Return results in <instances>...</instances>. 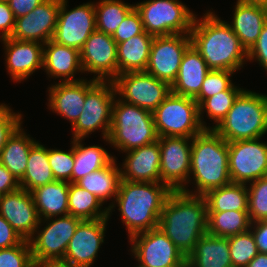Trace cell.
I'll return each instance as SVG.
<instances>
[{
	"label": "cell",
	"instance_id": "cell-1",
	"mask_svg": "<svg viewBox=\"0 0 267 267\" xmlns=\"http://www.w3.org/2000/svg\"><path fill=\"white\" fill-rule=\"evenodd\" d=\"M190 38L191 44L201 54L210 70L236 72L248 62V52L231 26L211 9L202 18L195 16Z\"/></svg>",
	"mask_w": 267,
	"mask_h": 267
},
{
	"label": "cell",
	"instance_id": "cell-2",
	"mask_svg": "<svg viewBox=\"0 0 267 267\" xmlns=\"http://www.w3.org/2000/svg\"><path fill=\"white\" fill-rule=\"evenodd\" d=\"M171 192L164 183L120 180L118 194L108 208V218L117 204L129 239L157 228L164 203Z\"/></svg>",
	"mask_w": 267,
	"mask_h": 267
},
{
	"label": "cell",
	"instance_id": "cell-3",
	"mask_svg": "<svg viewBox=\"0 0 267 267\" xmlns=\"http://www.w3.org/2000/svg\"><path fill=\"white\" fill-rule=\"evenodd\" d=\"M207 218L204 196L172 191L164 203L158 227L187 258L207 233Z\"/></svg>",
	"mask_w": 267,
	"mask_h": 267
},
{
	"label": "cell",
	"instance_id": "cell-4",
	"mask_svg": "<svg viewBox=\"0 0 267 267\" xmlns=\"http://www.w3.org/2000/svg\"><path fill=\"white\" fill-rule=\"evenodd\" d=\"M189 183L194 184V192L188 188L181 191L200 196L231 183L228 142L213 129H204L192 138Z\"/></svg>",
	"mask_w": 267,
	"mask_h": 267
},
{
	"label": "cell",
	"instance_id": "cell-5",
	"mask_svg": "<svg viewBox=\"0 0 267 267\" xmlns=\"http://www.w3.org/2000/svg\"><path fill=\"white\" fill-rule=\"evenodd\" d=\"M152 112L121 100L112 107V122L105 141L119 152L139 148L158 140Z\"/></svg>",
	"mask_w": 267,
	"mask_h": 267
},
{
	"label": "cell",
	"instance_id": "cell-6",
	"mask_svg": "<svg viewBox=\"0 0 267 267\" xmlns=\"http://www.w3.org/2000/svg\"><path fill=\"white\" fill-rule=\"evenodd\" d=\"M213 130L226 142L263 137L267 133V95L244 89Z\"/></svg>",
	"mask_w": 267,
	"mask_h": 267
},
{
	"label": "cell",
	"instance_id": "cell-7",
	"mask_svg": "<svg viewBox=\"0 0 267 267\" xmlns=\"http://www.w3.org/2000/svg\"><path fill=\"white\" fill-rule=\"evenodd\" d=\"M116 98L113 81L86 78V97L83 112L72 126L71 139H85L98 129L105 140L112 122V107ZM102 130V131H101Z\"/></svg>",
	"mask_w": 267,
	"mask_h": 267
},
{
	"label": "cell",
	"instance_id": "cell-8",
	"mask_svg": "<svg viewBox=\"0 0 267 267\" xmlns=\"http://www.w3.org/2000/svg\"><path fill=\"white\" fill-rule=\"evenodd\" d=\"M152 115L158 137L193 138L204 130L198 103L191 97L171 92Z\"/></svg>",
	"mask_w": 267,
	"mask_h": 267
},
{
	"label": "cell",
	"instance_id": "cell-9",
	"mask_svg": "<svg viewBox=\"0 0 267 267\" xmlns=\"http://www.w3.org/2000/svg\"><path fill=\"white\" fill-rule=\"evenodd\" d=\"M144 31L153 36L190 34L196 16L179 0H146L134 4Z\"/></svg>",
	"mask_w": 267,
	"mask_h": 267
},
{
	"label": "cell",
	"instance_id": "cell-10",
	"mask_svg": "<svg viewBox=\"0 0 267 267\" xmlns=\"http://www.w3.org/2000/svg\"><path fill=\"white\" fill-rule=\"evenodd\" d=\"M81 221L69 214L40 220L28 240L35 265L48 260H63L71 237Z\"/></svg>",
	"mask_w": 267,
	"mask_h": 267
},
{
	"label": "cell",
	"instance_id": "cell-11",
	"mask_svg": "<svg viewBox=\"0 0 267 267\" xmlns=\"http://www.w3.org/2000/svg\"><path fill=\"white\" fill-rule=\"evenodd\" d=\"M137 267H186V256L159 228L129 239Z\"/></svg>",
	"mask_w": 267,
	"mask_h": 267
},
{
	"label": "cell",
	"instance_id": "cell-12",
	"mask_svg": "<svg viewBox=\"0 0 267 267\" xmlns=\"http://www.w3.org/2000/svg\"><path fill=\"white\" fill-rule=\"evenodd\" d=\"M116 95L123 101L153 112L171 93V85L146 71L119 74L113 80Z\"/></svg>",
	"mask_w": 267,
	"mask_h": 267
},
{
	"label": "cell",
	"instance_id": "cell-13",
	"mask_svg": "<svg viewBox=\"0 0 267 267\" xmlns=\"http://www.w3.org/2000/svg\"><path fill=\"white\" fill-rule=\"evenodd\" d=\"M261 138L228 142L232 183L249 184L267 176V141Z\"/></svg>",
	"mask_w": 267,
	"mask_h": 267
},
{
	"label": "cell",
	"instance_id": "cell-14",
	"mask_svg": "<svg viewBox=\"0 0 267 267\" xmlns=\"http://www.w3.org/2000/svg\"><path fill=\"white\" fill-rule=\"evenodd\" d=\"M160 183L172 191L187 189L191 164L192 138L159 137Z\"/></svg>",
	"mask_w": 267,
	"mask_h": 267
},
{
	"label": "cell",
	"instance_id": "cell-15",
	"mask_svg": "<svg viewBox=\"0 0 267 267\" xmlns=\"http://www.w3.org/2000/svg\"><path fill=\"white\" fill-rule=\"evenodd\" d=\"M68 0H60L57 24L52 40L80 51L96 30L94 1L68 9Z\"/></svg>",
	"mask_w": 267,
	"mask_h": 267
},
{
	"label": "cell",
	"instance_id": "cell-16",
	"mask_svg": "<svg viewBox=\"0 0 267 267\" xmlns=\"http://www.w3.org/2000/svg\"><path fill=\"white\" fill-rule=\"evenodd\" d=\"M190 45V34L154 36L145 71L171 85L180 69L182 57Z\"/></svg>",
	"mask_w": 267,
	"mask_h": 267
},
{
	"label": "cell",
	"instance_id": "cell-17",
	"mask_svg": "<svg viewBox=\"0 0 267 267\" xmlns=\"http://www.w3.org/2000/svg\"><path fill=\"white\" fill-rule=\"evenodd\" d=\"M83 73L97 81H113L118 76L117 43L112 35L95 30L80 49Z\"/></svg>",
	"mask_w": 267,
	"mask_h": 267
},
{
	"label": "cell",
	"instance_id": "cell-18",
	"mask_svg": "<svg viewBox=\"0 0 267 267\" xmlns=\"http://www.w3.org/2000/svg\"><path fill=\"white\" fill-rule=\"evenodd\" d=\"M109 218L82 220L68 244L63 261L76 267H91L104 243Z\"/></svg>",
	"mask_w": 267,
	"mask_h": 267
},
{
	"label": "cell",
	"instance_id": "cell-19",
	"mask_svg": "<svg viewBox=\"0 0 267 267\" xmlns=\"http://www.w3.org/2000/svg\"><path fill=\"white\" fill-rule=\"evenodd\" d=\"M60 0H45L30 13L16 18L11 38L42 44L53 38Z\"/></svg>",
	"mask_w": 267,
	"mask_h": 267
},
{
	"label": "cell",
	"instance_id": "cell-20",
	"mask_svg": "<svg viewBox=\"0 0 267 267\" xmlns=\"http://www.w3.org/2000/svg\"><path fill=\"white\" fill-rule=\"evenodd\" d=\"M0 215L23 240L33 236L40 222L32 194L24 188L0 195Z\"/></svg>",
	"mask_w": 267,
	"mask_h": 267
},
{
	"label": "cell",
	"instance_id": "cell-21",
	"mask_svg": "<svg viewBox=\"0 0 267 267\" xmlns=\"http://www.w3.org/2000/svg\"><path fill=\"white\" fill-rule=\"evenodd\" d=\"M6 54L5 66L11 80L21 83L43 67L44 44L35 41H20L13 38L0 40Z\"/></svg>",
	"mask_w": 267,
	"mask_h": 267
},
{
	"label": "cell",
	"instance_id": "cell-22",
	"mask_svg": "<svg viewBox=\"0 0 267 267\" xmlns=\"http://www.w3.org/2000/svg\"><path fill=\"white\" fill-rule=\"evenodd\" d=\"M121 180L160 183L159 141L124 152Z\"/></svg>",
	"mask_w": 267,
	"mask_h": 267
},
{
	"label": "cell",
	"instance_id": "cell-23",
	"mask_svg": "<svg viewBox=\"0 0 267 267\" xmlns=\"http://www.w3.org/2000/svg\"><path fill=\"white\" fill-rule=\"evenodd\" d=\"M43 69L49 78H59V82H76L85 78H75L79 72L83 73L79 50L59 44L52 39L44 44Z\"/></svg>",
	"mask_w": 267,
	"mask_h": 267
},
{
	"label": "cell",
	"instance_id": "cell-24",
	"mask_svg": "<svg viewBox=\"0 0 267 267\" xmlns=\"http://www.w3.org/2000/svg\"><path fill=\"white\" fill-rule=\"evenodd\" d=\"M47 107L53 113L69 120L73 126L83 112L86 97V79L76 82H59L48 87Z\"/></svg>",
	"mask_w": 267,
	"mask_h": 267
},
{
	"label": "cell",
	"instance_id": "cell-25",
	"mask_svg": "<svg viewBox=\"0 0 267 267\" xmlns=\"http://www.w3.org/2000/svg\"><path fill=\"white\" fill-rule=\"evenodd\" d=\"M233 11V19L228 24L248 52L257 42L263 26L267 22V7L246 4L237 0Z\"/></svg>",
	"mask_w": 267,
	"mask_h": 267
},
{
	"label": "cell",
	"instance_id": "cell-26",
	"mask_svg": "<svg viewBox=\"0 0 267 267\" xmlns=\"http://www.w3.org/2000/svg\"><path fill=\"white\" fill-rule=\"evenodd\" d=\"M210 69L201 54L191 44L185 51L171 92L185 97L195 98Z\"/></svg>",
	"mask_w": 267,
	"mask_h": 267
},
{
	"label": "cell",
	"instance_id": "cell-27",
	"mask_svg": "<svg viewBox=\"0 0 267 267\" xmlns=\"http://www.w3.org/2000/svg\"><path fill=\"white\" fill-rule=\"evenodd\" d=\"M186 267H232L228 238L205 233L186 258Z\"/></svg>",
	"mask_w": 267,
	"mask_h": 267
},
{
	"label": "cell",
	"instance_id": "cell-28",
	"mask_svg": "<svg viewBox=\"0 0 267 267\" xmlns=\"http://www.w3.org/2000/svg\"><path fill=\"white\" fill-rule=\"evenodd\" d=\"M69 185L70 182L55 180L31 191L40 220L69 214Z\"/></svg>",
	"mask_w": 267,
	"mask_h": 267
},
{
	"label": "cell",
	"instance_id": "cell-29",
	"mask_svg": "<svg viewBox=\"0 0 267 267\" xmlns=\"http://www.w3.org/2000/svg\"><path fill=\"white\" fill-rule=\"evenodd\" d=\"M153 39V35L144 31L117 43L118 75L146 70Z\"/></svg>",
	"mask_w": 267,
	"mask_h": 267
},
{
	"label": "cell",
	"instance_id": "cell-30",
	"mask_svg": "<svg viewBox=\"0 0 267 267\" xmlns=\"http://www.w3.org/2000/svg\"><path fill=\"white\" fill-rule=\"evenodd\" d=\"M114 158L106 167L87 174L75 182L79 187L86 189L94 194L104 205L108 199L110 202L108 208L113 205L114 199L118 194L119 183L121 180V169Z\"/></svg>",
	"mask_w": 267,
	"mask_h": 267
},
{
	"label": "cell",
	"instance_id": "cell-31",
	"mask_svg": "<svg viewBox=\"0 0 267 267\" xmlns=\"http://www.w3.org/2000/svg\"><path fill=\"white\" fill-rule=\"evenodd\" d=\"M37 141L26 134L22 125L5 143L0 153V163L11 172L18 181L26 172L29 152Z\"/></svg>",
	"mask_w": 267,
	"mask_h": 267
},
{
	"label": "cell",
	"instance_id": "cell-32",
	"mask_svg": "<svg viewBox=\"0 0 267 267\" xmlns=\"http://www.w3.org/2000/svg\"><path fill=\"white\" fill-rule=\"evenodd\" d=\"M74 151V167L72 170V183H75L87 174L106 167L115 156L99 145L85 146L84 139H71Z\"/></svg>",
	"mask_w": 267,
	"mask_h": 267
},
{
	"label": "cell",
	"instance_id": "cell-33",
	"mask_svg": "<svg viewBox=\"0 0 267 267\" xmlns=\"http://www.w3.org/2000/svg\"><path fill=\"white\" fill-rule=\"evenodd\" d=\"M53 181L55 178L48 160V147L37 141L29 152L26 172L19 181L20 188L31 192Z\"/></svg>",
	"mask_w": 267,
	"mask_h": 267
},
{
	"label": "cell",
	"instance_id": "cell-34",
	"mask_svg": "<svg viewBox=\"0 0 267 267\" xmlns=\"http://www.w3.org/2000/svg\"><path fill=\"white\" fill-rule=\"evenodd\" d=\"M208 212L227 210L248 211V190L246 184L230 183L212 189L203 195Z\"/></svg>",
	"mask_w": 267,
	"mask_h": 267
},
{
	"label": "cell",
	"instance_id": "cell-35",
	"mask_svg": "<svg viewBox=\"0 0 267 267\" xmlns=\"http://www.w3.org/2000/svg\"><path fill=\"white\" fill-rule=\"evenodd\" d=\"M68 210L69 215L81 220L108 218V207L103 210L102 202L94 194L75 183L69 185Z\"/></svg>",
	"mask_w": 267,
	"mask_h": 267
},
{
	"label": "cell",
	"instance_id": "cell-36",
	"mask_svg": "<svg viewBox=\"0 0 267 267\" xmlns=\"http://www.w3.org/2000/svg\"><path fill=\"white\" fill-rule=\"evenodd\" d=\"M248 211L208 212L207 233L228 238L250 229Z\"/></svg>",
	"mask_w": 267,
	"mask_h": 267
},
{
	"label": "cell",
	"instance_id": "cell-37",
	"mask_svg": "<svg viewBox=\"0 0 267 267\" xmlns=\"http://www.w3.org/2000/svg\"><path fill=\"white\" fill-rule=\"evenodd\" d=\"M244 90L235 85V83L228 89L222 92H219L207 99H205L199 106V120L204 129H213L216 127L227 115L228 111L231 109L235 99L238 95ZM209 119L214 121V126H207V123L204 121V115ZM203 118V119H202Z\"/></svg>",
	"mask_w": 267,
	"mask_h": 267
},
{
	"label": "cell",
	"instance_id": "cell-38",
	"mask_svg": "<svg viewBox=\"0 0 267 267\" xmlns=\"http://www.w3.org/2000/svg\"><path fill=\"white\" fill-rule=\"evenodd\" d=\"M96 30L109 35L118 28L125 16L134 8V4L122 0H99L94 3Z\"/></svg>",
	"mask_w": 267,
	"mask_h": 267
},
{
	"label": "cell",
	"instance_id": "cell-39",
	"mask_svg": "<svg viewBox=\"0 0 267 267\" xmlns=\"http://www.w3.org/2000/svg\"><path fill=\"white\" fill-rule=\"evenodd\" d=\"M232 267H246L259 253L252 231L228 237Z\"/></svg>",
	"mask_w": 267,
	"mask_h": 267
},
{
	"label": "cell",
	"instance_id": "cell-40",
	"mask_svg": "<svg viewBox=\"0 0 267 267\" xmlns=\"http://www.w3.org/2000/svg\"><path fill=\"white\" fill-rule=\"evenodd\" d=\"M248 185V186H247ZM248 190V216L251 223L267 220V176L250 184Z\"/></svg>",
	"mask_w": 267,
	"mask_h": 267
},
{
	"label": "cell",
	"instance_id": "cell-41",
	"mask_svg": "<svg viewBox=\"0 0 267 267\" xmlns=\"http://www.w3.org/2000/svg\"><path fill=\"white\" fill-rule=\"evenodd\" d=\"M235 72L229 70H210L203 83L199 94L194 98L198 106L207 98L228 90L232 85V78Z\"/></svg>",
	"mask_w": 267,
	"mask_h": 267
},
{
	"label": "cell",
	"instance_id": "cell-42",
	"mask_svg": "<svg viewBox=\"0 0 267 267\" xmlns=\"http://www.w3.org/2000/svg\"><path fill=\"white\" fill-rule=\"evenodd\" d=\"M68 151L48 148V160L55 180L72 183V170L74 167L73 142Z\"/></svg>",
	"mask_w": 267,
	"mask_h": 267
},
{
	"label": "cell",
	"instance_id": "cell-43",
	"mask_svg": "<svg viewBox=\"0 0 267 267\" xmlns=\"http://www.w3.org/2000/svg\"><path fill=\"white\" fill-rule=\"evenodd\" d=\"M0 267H36L29 241L0 249Z\"/></svg>",
	"mask_w": 267,
	"mask_h": 267
},
{
	"label": "cell",
	"instance_id": "cell-44",
	"mask_svg": "<svg viewBox=\"0 0 267 267\" xmlns=\"http://www.w3.org/2000/svg\"><path fill=\"white\" fill-rule=\"evenodd\" d=\"M23 115L15 113L10 106L0 103V153L13 133L23 124Z\"/></svg>",
	"mask_w": 267,
	"mask_h": 267
},
{
	"label": "cell",
	"instance_id": "cell-45",
	"mask_svg": "<svg viewBox=\"0 0 267 267\" xmlns=\"http://www.w3.org/2000/svg\"><path fill=\"white\" fill-rule=\"evenodd\" d=\"M143 32L144 28L140 14L134 7L119 24L112 38L116 43H120Z\"/></svg>",
	"mask_w": 267,
	"mask_h": 267
},
{
	"label": "cell",
	"instance_id": "cell-46",
	"mask_svg": "<svg viewBox=\"0 0 267 267\" xmlns=\"http://www.w3.org/2000/svg\"><path fill=\"white\" fill-rule=\"evenodd\" d=\"M257 62L267 71V22L258 37L257 42L248 51V61Z\"/></svg>",
	"mask_w": 267,
	"mask_h": 267
},
{
	"label": "cell",
	"instance_id": "cell-47",
	"mask_svg": "<svg viewBox=\"0 0 267 267\" xmlns=\"http://www.w3.org/2000/svg\"><path fill=\"white\" fill-rule=\"evenodd\" d=\"M15 20L8 2L6 0H0V40L11 37Z\"/></svg>",
	"mask_w": 267,
	"mask_h": 267
},
{
	"label": "cell",
	"instance_id": "cell-48",
	"mask_svg": "<svg viewBox=\"0 0 267 267\" xmlns=\"http://www.w3.org/2000/svg\"><path fill=\"white\" fill-rule=\"evenodd\" d=\"M22 241L23 239L21 238V236L0 215V249L18 245Z\"/></svg>",
	"mask_w": 267,
	"mask_h": 267
},
{
	"label": "cell",
	"instance_id": "cell-49",
	"mask_svg": "<svg viewBox=\"0 0 267 267\" xmlns=\"http://www.w3.org/2000/svg\"><path fill=\"white\" fill-rule=\"evenodd\" d=\"M15 19L30 13L45 0H6Z\"/></svg>",
	"mask_w": 267,
	"mask_h": 267
},
{
	"label": "cell",
	"instance_id": "cell-50",
	"mask_svg": "<svg viewBox=\"0 0 267 267\" xmlns=\"http://www.w3.org/2000/svg\"><path fill=\"white\" fill-rule=\"evenodd\" d=\"M20 188V183L16 177L0 163V195L8 194Z\"/></svg>",
	"mask_w": 267,
	"mask_h": 267
},
{
	"label": "cell",
	"instance_id": "cell-51",
	"mask_svg": "<svg viewBox=\"0 0 267 267\" xmlns=\"http://www.w3.org/2000/svg\"><path fill=\"white\" fill-rule=\"evenodd\" d=\"M250 230L254 235L259 252L267 253V220L251 223Z\"/></svg>",
	"mask_w": 267,
	"mask_h": 267
},
{
	"label": "cell",
	"instance_id": "cell-52",
	"mask_svg": "<svg viewBox=\"0 0 267 267\" xmlns=\"http://www.w3.org/2000/svg\"><path fill=\"white\" fill-rule=\"evenodd\" d=\"M246 267H267V253L259 252Z\"/></svg>",
	"mask_w": 267,
	"mask_h": 267
},
{
	"label": "cell",
	"instance_id": "cell-53",
	"mask_svg": "<svg viewBox=\"0 0 267 267\" xmlns=\"http://www.w3.org/2000/svg\"><path fill=\"white\" fill-rule=\"evenodd\" d=\"M36 267H76V266H73L71 263L65 262L63 260H48L37 264Z\"/></svg>",
	"mask_w": 267,
	"mask_h": 267
},
{
	"label": "cell",
	"instance_id": "cell-54",
	"mask_svg": "<svg viewBox=\"0 0 267 267\" xmlns=\"http://www.w3.org/2000/svg\"><path fill=\"white\" fill-rule=\"evenodd\" d=\"M238 1L246 4H256L267 7V0H238Z\"/></svg>",
	"mask_w": 267,
	"mask_h": 267
}]
</instances>
